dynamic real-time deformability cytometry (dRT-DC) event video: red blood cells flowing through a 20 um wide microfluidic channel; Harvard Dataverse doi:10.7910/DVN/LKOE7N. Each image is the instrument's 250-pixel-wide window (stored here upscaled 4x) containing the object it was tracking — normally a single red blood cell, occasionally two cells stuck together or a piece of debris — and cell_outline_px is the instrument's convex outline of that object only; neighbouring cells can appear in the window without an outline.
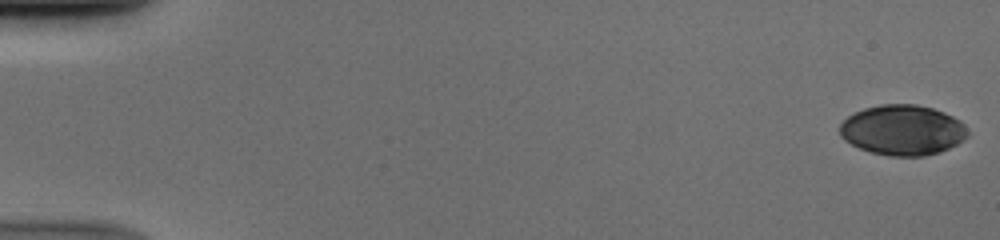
{"species": "human", "species_latin": "Homo sapiens", "temperature_condition": "cold", "stored_images_in_passage": 52, "camera_frame_rate_fps": 3000, "um_per_image_px": 0.085, "donor": {"sex": "male"}, "frame": {"image": 1, "passage_image": 1, "time_ms": 0.0, "image_size_px": [1000, 240], "cell_outline_px": [[968, 136], [956, 144], [940, 152], [924, 156], [888, 156], [872, 152], [860, 148], [844, 140], [840, 136], [840, 124], [848, 116], [864, 108], [880, 104], [916, 104], [932, 108], [944, 112], [960, 120], [964, 124], [968, 132]], "centroid_in_image_um": [76.72, 11.05], "position_along_channel_um": 8.3, "area_um2": 37.45}}
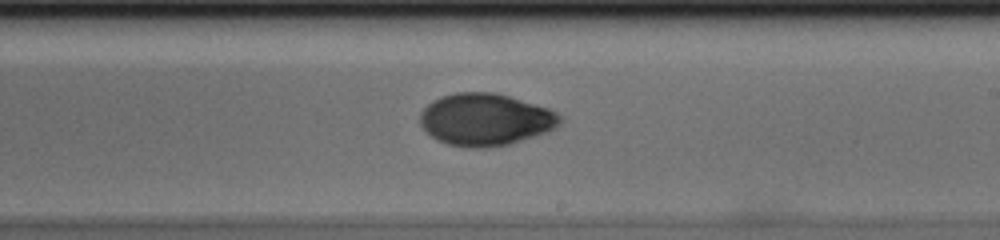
{"frame": {"image": 2, "passage_image": 32, "time_ms": 10.333, "image_size_px": [1000, 240], "cell_outline_px": [[564, 120], [556, 128], [548, 132], [508, 144], [488, 148], [468, 148], [448, 144], [436, 140], [420, 124], [420, 112], [432, 100], [440, 96], [456, 92], [496, 92], [548, 108], [556, 112]], "centroid_in_image_um": [41.26, 10.16], "position_along_channel_um": 247.7, "area_um2": 42.77}}
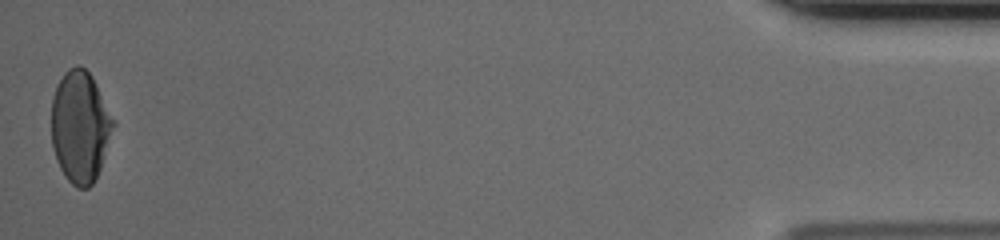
{"frame": {"image": 3, "passage_image": 52, "time_ms": 17.0, "image_size_px": [1000, 240], "cell_outline_px": [[116, 124], [100, 168], [92, 184], [88, 188], [76, 188], [64, 176], [56, 160], [52, 148], [52, 96], [56, 84], [64, 72], [68, 68], [76, 64], [80, 64], [92, 76], [116, 120]], "centroid_in_image_um": [6.82, 10.74], "position_along_channel_um": 428.4, "area_um2": 40.81}}